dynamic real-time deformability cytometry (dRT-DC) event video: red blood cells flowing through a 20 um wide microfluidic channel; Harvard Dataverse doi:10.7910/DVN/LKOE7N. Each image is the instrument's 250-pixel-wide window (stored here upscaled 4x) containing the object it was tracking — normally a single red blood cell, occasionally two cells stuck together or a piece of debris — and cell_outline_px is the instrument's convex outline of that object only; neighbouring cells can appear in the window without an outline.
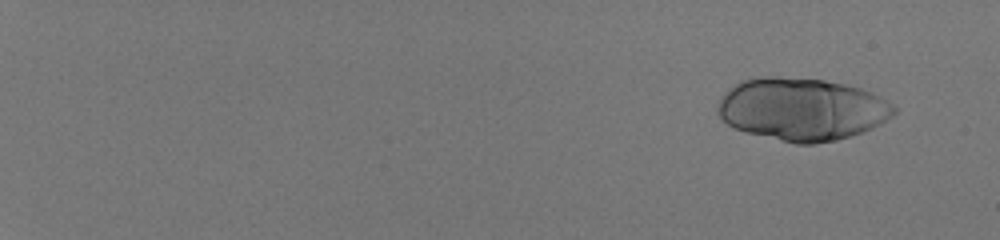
{"species": "human", "species_latin": "Homo sapiens", "temperature_condition": "room temperature", "stored_images_in_passage": 29, "camera_frame_rate_fps": 3000, "um_per_image_px": 0.085, "donor": {"sex": "male"}, "frame": {"image": 1, "passage_image": 5, "time_ms": 1.333, "image_size_px": [1000, 240], "cell_outline_px": [[896, 112], [892, 116], [860, 132], [836, 140], [812, 144], [796, 144], [748, 132], [736, 128], [728, 124], [716, 112], [716, 108], [720, 100], [740, 80], [764, 76], [772, 76], [824, 80], [844, 84], [860, 88], [892, 104], [896, 108]], "centroid_in_image_um": [68.13, 9.27], "position_along_channel_um": 16.9, "area_um2": 63.18}}
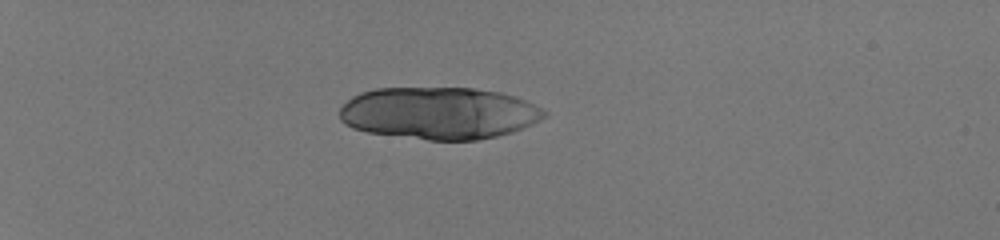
{"frame": {"image": 2, "passage_image": 19, "time_ms": 6.0, "image_size_px": [1000, 240], "cell_outline_px": [[548, 116], [532, 124], [512, 132], [496, 136], [476, 140], [428, 140], [368, 132], [352, 128], [344, 124], [340, 120], [340, 108], [352, 96], [360, 92], [376, 88], [472, 88], [500, 92], [524, 100], [548, 112]], "centroid_in_image_um": [37.29, 9.62], "position_along_channel_um": 47.7, "area_um2": 62.19}}